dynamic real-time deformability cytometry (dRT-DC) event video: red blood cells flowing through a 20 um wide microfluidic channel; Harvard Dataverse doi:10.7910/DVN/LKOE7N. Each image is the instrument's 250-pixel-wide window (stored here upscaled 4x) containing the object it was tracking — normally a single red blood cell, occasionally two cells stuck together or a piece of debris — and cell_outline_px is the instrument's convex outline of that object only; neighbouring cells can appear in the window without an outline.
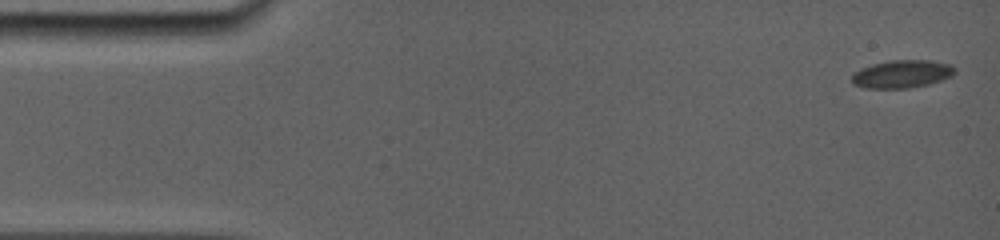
{"species": "common noctule bat (a hibernating species)", "species_latin": "Nyctalus noctula", "temperature_condition": "room temperature", "stored_images_in_passage": 11, "camera_frame_rate_fps": 5000, "um_per_image_px": 0.085, "animal": {"sex": "female", "body_mass_g": 19.0, "forearm_length_mm": 56.7}, "frame": {"image": 1, "passage_image": 1, "time_ms": 0.0, "image_size_px": [1000, 240], "cell_outline_px": [[956, 72], [952, 76], [928, 84], [908, 88], [864, 88], [852, 84], [852, 76], [860, 68], [872, 64], [888, 60], [932, 60], [948, 64]], "centroid_in_image_um": [76.63, 6.29], "position_along_channel_um": 8.4, "area_um2": 16.65}}
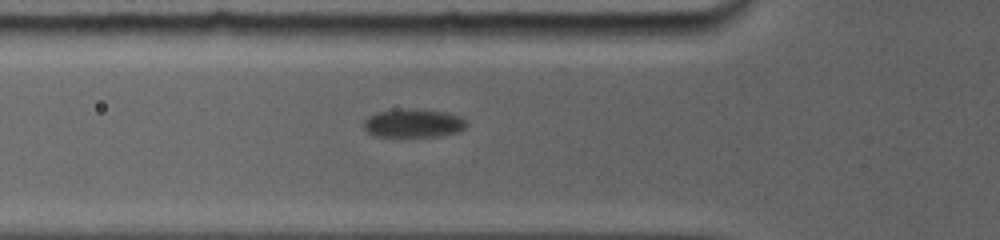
{"frame": {"image": 2, "passage_image": 7, "time_ms": 5.6, "image_size_px": [1000, 240], "cell_outline_px": [[468, 124], [460, 132], [440, 136], [372, 136], [364, 128], [364, 120], [368, 116], [376, 112], [412, 108], [448, 112], [460, 116], [468, 120]], "centroid_in_image_um": [35.18, 10.47], "position_along_channel_um": 90.6, "area_um2": 17.28}}
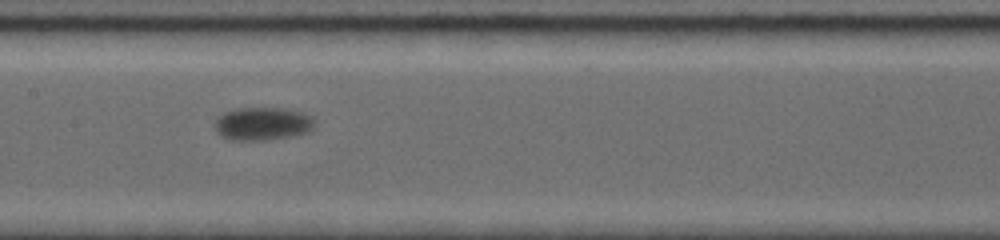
{"frame": {"image": 3, "passage_image": 10, "time_ms": 8.2, "image_size_px": [1000, 240], "cell_outline_px": [[316, 124], [308, 132], [292, 136], [264, 140], [228, 140], [220, 136], [216, 132], [216, 120], [224, 112], [236, 108], [284, 108], [304, 112], [312, 116]], "centroid_in_image_um": [22.34, 10.52], "position_along_channel_um": 185.1, "area_um2": 19.42}}